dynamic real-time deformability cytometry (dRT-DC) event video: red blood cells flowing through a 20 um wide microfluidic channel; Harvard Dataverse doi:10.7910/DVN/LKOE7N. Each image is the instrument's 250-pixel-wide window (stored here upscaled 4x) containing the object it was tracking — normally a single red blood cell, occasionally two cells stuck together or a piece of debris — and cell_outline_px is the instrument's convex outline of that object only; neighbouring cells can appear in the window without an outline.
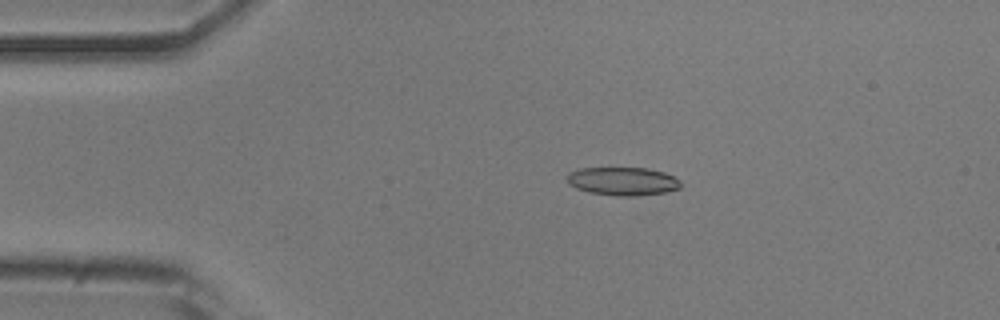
{"species": "common noctule bat (a hibernating species)", "species_latin": "Nyctalus noctula", "temperature_condition": "room temperature", "stored_images_in_passage": 48, "camera_frame_rate_fps": 3000, "um_per_image_px": 0.085, "animal": {"sex": "male", "body_mass_g": 20.5, "forearm_length_mm": 52.5}, "frame": {"image": 1, "passage_image": 6, "time_ms": 1.667, "image_size_px": [1000, 320], "cell_outline_px": [[680, 188], [664, 192], [636, 196], [616, 196], [588, 192], [576, 188], [568, 184], [568, 172], [580, 168], [648, 168], [664, 172], [680, 180]], "centroid_in_image_um": [52.91, 15.4], "position_along_channel_um": 32.1, "area_um2": 18.73}}
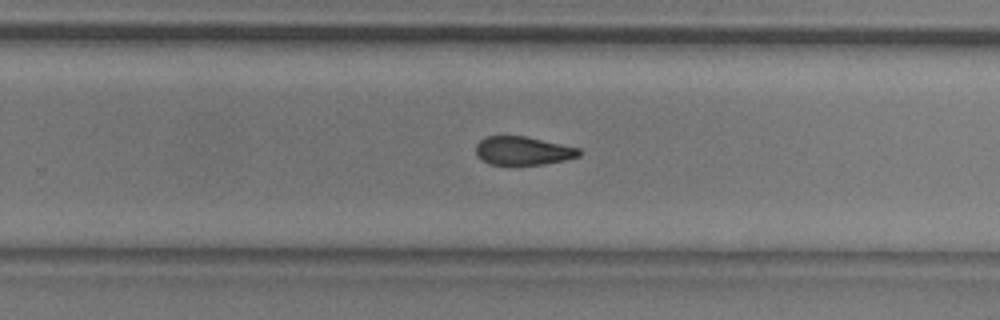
{"frame": {"image": 2, "passage_image": 29, "time_ms": 9.333, "image_size_px": [1000, 320], "cell_outline_px": [[584, 152], [580, 156], [564, 160], [544, 164], [488, 164], [480, 160], [476, 156], [476, 144], [484, 136], [524, 136], [580, 148]], "centroid_in_image_um": [44.44, 12.81], "position_along_channel_um": 285.4, "area_um2": 17.22}}
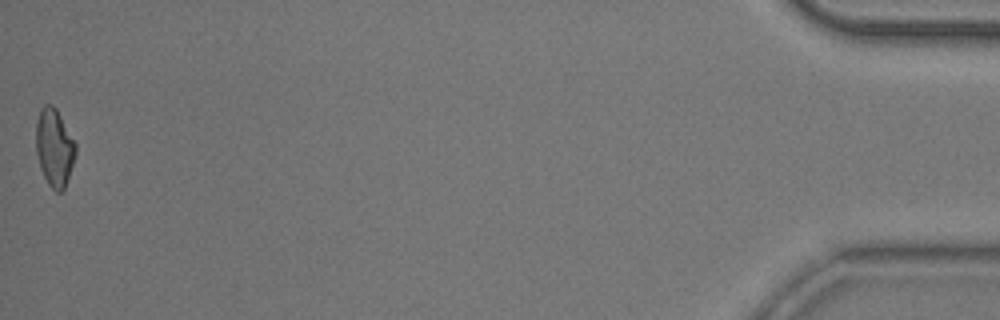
{"frame": {"image": 3, "passage_image": 48, "time_ms": 15.667, "image_size_px": [1000, 320], "cell_outline_px": [[76, 152], [64, 188], [60, 192], [56, 192], [48, 184], [40, 168], [36, 152], [36, 124], [40, 108], [44, 104], [52, 104], [56, 108], [76, 144]], "centroid_in_image_um": [4.6, 12.51], "position_along_channel_um": 430.6, "area_um2": 17.74}, "authors_computed_cell_mechanics": {"area_um2": 18.5538, "velocity_mm_per_s": 3.8542, "shape_relaxation_time_tau1_ms": null, "shape_relaxation_time_tau2_ms": 4.8413, "deformation_change_tau1": null, "deformation_change_tau2": 0.1309}}